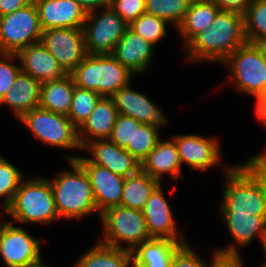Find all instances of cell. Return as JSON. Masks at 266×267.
Here are the masks:
<instances>
[{"mask_svg": "<svg viewBox=\"0 0 266 267\" xmlns=\"http://www.w3.org/2000/svg\"><path fill=\"white\" fill-rule=\"evenodd\" d=\"M220 212L253 214L266 219V159L247 158L223 175Z\"/></svg>", "mask_w": 266, "mask_h": 267, "instance_id": "cell-1", "label": "cell"}, {"mask_svg": "<svg viewBox=\"0 0 266 267\" xmlns=\"http://www.w3.org/2000/svg\"><path fill=\"white\" fill-rule=\"evenodd\" d=\"M247 43L244 15L220 10L204 31L195 35L184 47L189 63L222 64L238 47Z\"/></svg>", "mask_w": 266, "mask_h": 267, "instance_id": "cell-2", "label": "cell"}, {"mask_svg": "<svg viewBox=\"0 0 266 267\" xmlns=\"http://www.w3.org/2000/svg\"><path fill=\"white\" fill-rule=\"evenodd\" d=\"M68 163L72 170H61L49 179L60 219L78 221L93 214L100 219L88 174L76 160Z\"/></svg>", "mask_w": 266, "mask_h": 267, "instance_id": "cell-3", "label": "cell"}, {"mask_svg": "<svg viewBox=\"0 0 266 267\" xmlns=\"http://www.w3.org/2000/svg\"><path fill=\"white\" fill-rule=\"evenodd\" d=\"M26 178L28 177L21 181L11 204L6 209L9 221L14 224L20 223V226L31 223L46 226L57 222L60 217L49 178Z\"/></svg>", "mask_w": 266, "mask_h": 267, "instance_id": "cell-4", "label": "cell"}, {"mask_svg": "<svg viewBox=\"0 0 266 267\" xmlns=\"http://www.w3.org/2000/svg\"><path fill=\"white\" fill-rule=\"evenodd\" d=\"M75 86L111 97L132 82L135 75L112 54L87 55L70 73Z\"/></svg>", "mask_w": 266, "mask_h": 267, "instance_id": "cell-5", "label": "cell"}, {"mask_svg": "<svg viewBox=\"0 0 266 267\" xmlns=\"http://www.w3.org/2000/svg\"><path fill=\"white\" fill-rule=\"evenodd\" d=\"M99 221L102 236L97 239L105 245L132 251L152 238L141 210L121 205L111 207L101 213Z\"/></svg>", "mask_w": 266, "mask_h": 267, "instance_id": "cell-6", "label": "cell"}, {"mask_svg": "<svg viewBox=\"0 0 266 267\" xmlns=\"http://www.w3.org/2000/svg\"><path fill=\"white\" fill-rule=\"evenodd\" d=\"M222 65L236 91L255 98V103L266 96V61L255 44L238 47Z\"/></svg>", "mask_w": 266, "mask_h": 267, "instance_id": "cell-7", "label": "cell"}, {"mask_svg": "<svg viewBox=\"0 0 266 267\" xmlns=\"http://www.w3.org/2000/svg\"><path fill=\"white\" fill-rule=\"evenodd\" d=\"M18 121L22 123L42 144L63 150H77L83 147L78 137V128L70 118L37 107L24 113Z\"/></svg>", "mask_w": 266, "mask_h": 267, "instance_id": "cell-8", "label": "cell"}, {"mask_svg": "<svg viewBox=\"0 0 266 267\" xmlns=\"http://www.w3.org/2000/svg\"><path fill=\"white\" fill-rule=\"evenodd\" d=\"M42 32L34 1L11 14L0 16V53H18L40 42Z\"/></svg>", "mask_w": 266, "mask_h": 267, "instance_id": "cell-9", "label": "cell"}, {"mask_svg": "<svg viewBox=\"0 0 266 267\" xmlns=\"http://www.w3.org/2000/svg\"><path fill=\"white\" fill-rule=\"evenodd\" d=\"M128 27L123 18L110 6L87 13L83 25L87 54H112Z\"/></svg>", "mask_w": 266, "mask_h": 267, "instance_id": "cell-10", "label": "cell"}, {"mask_svg": "<svg viewBox=\"0 0 266 267\" xmlns=\"http://www.w3.org/2000/svg\"><path fill=\"white\" fill-rule=\"evenodd\" d=\"M177 145L181 165H188L189 171L204 172L212 167H222L225 173L232 165H225L221 160L220 140L197 134H177L171 137Z\"/></svg>", "mask_w": 266, "mask_h": 267, "instance_id": "cell-11", "label": "cell"}, {"mask_svg": "<svg viewBox=\"0 0 266 267\" xmlns=\"http://www.w3.org/2000/svg\"><path fill=\"white\" fill-rule=\"evenodd\" d=\"M40 42L70 74L88 55L83 28H53L42 32Z\"/></svg>", "mask_w": 266, "mask_h": 267, "instance_id": "cell-12", "label": "cell"}, {"mask_svg": "<svg viewBox=\"0 0 266 267\" xmlns=\"http://www.w3.org/2000/svg\"><path fill=\"white\" fill-rule=\"evenodd\" d=\"M43 239L34 237L16 223L9 222L1 236L0 257L6 267H24L37 260Z\"/></svg>", "mask_w": 266, "mask_h": 267, "instance_id": "cell-13", "label": "cell"}, {"mask_svg": "<svg viewBox=\"0 0 266 267\" xmlns=\"http://www.w3.org/2000/svg\"><path fill=\"white\" fill-rule=\"evenodd\" d=\"M68 160H76L88 174L96 208L100 214L108 208L120 205L124 177L93 164L86 156L67 155L66 161Z\"/></svg>", "mask_w": 266, "mask_h": 267, "instance_id": "cell-14", "label": "cell"}, {"mask_svg": "<svg viewBox=\"0 0 266 267\" xmlns=\"http://www.w3.org/2000/svg\"><path fill=\"white\" fill-rule=\"evenodd\" d=\"M131 82L119 89L111 98L119 114L133 117L141 123L149 124L157 131L168 125V116L147 94L131 87Z\"/></svg>", "mask_w": 266, "mask_h": 267, "instance_id": "cell-15", "label": "cell"}, {"mask_svg": "<svg viewBox=\"0 0 266 267\" xmlns=\"http://www.w3.org/2000/svg\"><path fill=\"white\" fill-rule=\"evenodd\" d=\"M160 183L151 193L142 210L148 232L152 238H167L174 241H187L185 232L175 223L173 210Z\"/></svg>", "mask_w": 266, "mask_h": 267, "instance_id": "cell-16", "label": "cell"}, {"mask_svg": "<svg viewBox=\"0 0 266 267\" xmlns=\"http://www.w3.org/2000/svg\"><path fill=\"white\" fill-rule=\"evenodd\" d=\"M222 223L226 224L233 243L215 249L221 253L239 254L241 247L250 245L255 238L264 248L266 243V219L253 214H235V212H220ZM240 248V249H239Z\"/></svg>", "mask_w": 266, "mask_h": 267, "instance_id": "cell-17", "label": "cell"}, {"mask_svg": "<svg viewBox=\"0 0 266 267\" xmlns=\"http://www.w3.org/2000/svg\"><path fill=\"white\" fill-rule=\"evenodd\" d=\"M83 151L93 164L109 169L114 174L128 177L141 169L138 162L126 149L119 147L109 139L90 141Z\"/></svg>", "mask_w": 266, "mask_h": 267, "instance_id": "cell-18", "label": "cell"}, {"mask_svg": "<svg viewBox=\"0 0 266 267\" xmlns=\"http://www.w3.org/2000/svg\"><path fill=\"white\" fill-rule=\"evenodd\" d=\"M33 1L43 31L53 28H83L87 13L75 0Z\"/></svg>", "mask_w": 266, "mask_h": 267, "instance_id": "cell-19", "label": "cell"}, {"mask_svg": "<svg viewBox=\"0 0 266 267\" xmlns=\"http://www.w3.org/2000/svg\"><path fill=\"white\" fill-rule=\"evenodd\" d=\"M155 48L128 27L112 55L134 75H144L151 66Z\"/></svg>", "mask_w": 266, "mask_h": 267, "instance_id": "cell-20", "label": "cell"}, {"mask_svg": "<svg viewBox=\"0 0 266 267\" xmlns=\"http://www.w3.org/2000/svg\"><path fill=\"white\" fill-rule=\"evenodd\" d=\"M177 145L174 140L161 139L141 163V170L152 178L164 183L169 173L172 181L183 180L182 167ZM179 178V179H178Z\"/></svg>", "mask_w": 266, "mask_h": 267, "instance_id": "cell-21", "label": "cell"}, {"mask_svg": "<svg viewBox=\"0 0 266 267\" xmlns=\"http://www.w3.org/2000/svg\"><path fill=\"white\" fill-rule=\"evenodd\" d=\"M17 55L21 65V71L29 74L41 83L58 80L66 75L55 57L41 42L23 48Z\"/></svg>", "mask_w": 266, "mask_h": 267, "instance_id": "cell-22", "label": "cell"}, {"mask_svg": "<svg viewBox=\"0 0 266 267\" xmlns=\"http://www.w3.org/2000/svg\"><path fill=\"white\" fill-rule=\"evenodd\" d=\"M119 113L111 97H101L87 120L78 129V137L84 148L90 141L111 137Z\"/></svg>", "mask_w": 266, "mask_h": 267, "instance_id": "cell-23", "label": "cell"}, {"mask_svg": "<svg viewBox=\"0 0 266 267\" xmlns=\"http://www.w3.org/2000/svg\"><path fill=\"white\" fill-rule=\"evenodd\" d=\"M187 241L151 238L131 251L132 267H171L174 254Z\"/></svg>", "mask_w": 266, "mask_h": 267, "instance_id": "cell-24", "label": "cell"}, {"mask_svg": "<svg viewBox=\"0 0 266 267\" xmlns=\"http://www.w3.org/2000/svg\"><path fill=\"white\" fill-rule=\"evenodd\" d=\"M41 82L20 72L12 86L0 101V106L10 107L15 118L19 119L24 113L39 107Z\"/></svg>", "mask_w": 266, "mask_h": 267, "instance_id": "cell-25", "label": "cell"}, {"mask_svg": "<svg viewBox=\"0 0 266 267\" xmlns=\"http://www.w3.org/2000/svg\"><path fill=\"white\" fill-rule=\"evenodd\" d=\"M75 83L71 74L41 84L39 107L68 116Z\"/></svg>", "mask_w": 266, "mask_h": 267, "instance_id": "cell-26", "label": "cell"}, {"mask_svg": "<svg viewBox=\"0 0 266 267\" xmlns=\"http://www.w3.org/2000/svg\"><path fill=\"white\" fill-rule=\"evenodd\" d=\"M221 9L212 0H192L186 15L176 29L183 37V48L195 35L212 24Z\"/></svg>", "mask_w": 266, "mask_h": 267, "instance_id": "cell-27", "label": "cell"}, {"mask_svg": "<svg viewBox=\"0 0 266 267\" xmlns=\"http://www.w3.org/2000/svg\"><path fill=\"white\" fill-rule=\"evenodd\" d=\"M73 267H132L131 251L97 241Z\"/></svg>", "mask_w": 266, "mask_h": 267, "instance_id": "cell-28", "label": "cell"}, {"mask_svg": "<svg viewBox=\"0 0 266 267\" xmlns=\"http://www.w3.org/2000/svg\"><path fill=\"white\" fill-rule=\"evenodd\" d=\"M159 184L158 180L141 169L136 174L125 177L120 205L142 211Z\"/></svg>", "mask_w": 266, "mask_h": 267, "instance_id": "cell-29", "label": "cell"}, {"mask_svg": "<svg viewBox=\"0 0 266 267\" xmlns=\"http://www.w3.org/2000/svg\"><path fill=\"white\" fill-rule=\"evenodd\" d=\"M192 0H146V13L165 20L177 29L182 23Z\"/></svg>", "mask_w": 266, "mask_h": 267, "instance_id": "cell-30", "label": "cell"}, {"mask_svg": "<svg viewBox=\"0 0 266 267\" xmlns=\"http://www.w3.org/2000/svg\"><path fill=\"white\" fill-rule=\"evenodd\" d=\"M161 140L160 132L149 124H144L134 119L133 146L125 149L140 163L155 148Z\"/></svg>", "mask_w": 266, "mask_h": 267, "instance_id": "cell-31", "label": "cell"}, {"mask_svg": "<svg viewBox=\"0 0 266 267\" xmlns=\"http://www.w3.org/2000/svg\"><path fill=\"white\" fill-rule=\"evenodd\" d=\"M24 172L20 171L8 159L0 155V208L7 209L11 204L14 195L25 178Z\"/></svg>", "mask_w": 266, "mask_h": 267, "instance_id": "cell-32", "label": "cell"}, {"mask_svg": "<svg viewBox=\"0 0 266 267\" xmlns=\"http://www.w3.org/2000/svg\"><path fill=\"white\" fill-rule=\"evenodd\" d=\"M247 43L266 37V0H253L244 14Z\"/></svg>", "mask_w": 266, "mask_h": 267, "instance_id": "cell-33", "label": "cell"}, {"mask_svg": "<svg viewBox=\"0 0 266 267\" xmlns=\"http://www.w3.org/2000/svg\"><path fill=\"white\" fill-rule=\"evenodd\" d=\"M168 25L170 24L165 20L144 13L138 19L131 22L129 28L156 47L167 36Z\"/></svg>", "mask_w": 266, "mask_h": 267, "instance_id": "cell-34", "label": "cell"}, {"mask_svg": "<svg viewBox=\"0 0 266 267\" xmlns=\"http://www.w3.org/2000/svg\"><path fill=\"white\" fill-rule=\"evenodd\" d=\"M100 98L94 91L74 87L68 117L78 129L87 120Z\"/></svg>", "mask_w": 266, "mask_h": 267, "instance_id": "cell-35", "label": "cell"}, {"mask_svg": "<svg viewBox=\"0 0 266 267\" xmlns=\"http://www.w3.org/2000/svg\"><path fill=\"white\" fill-rule=\"evenodd\" d=\"M19 59L17 53H0V101L12 88L18 74L21 72L19 65L14 60Z\"/></svg>", "mask_w": 266, "mask_h": 267, "instance_id": "cell-36", "label": "cell"}, {"mask_svg": "<svg viewBox=\"0 0 266 267\" xmlns=\"http://www.w3.org/2000/svg\"><path fill=\"white\" fill-rule=\"evenodd\" d=\"M134 118L119 114L109 140L121 148L133 146Z\"/></svg>", "mask_w": 266, "mask_h": 267, "instance_id": "cell-37", "label": "cell"}, {"mask_svg": "<svg viewBox=\"0 0 266 267\" xmlns=\"http://www.w3.org/2000/svg\"><path fill=\"white\" fill-rule=\"evenodd\" d=\"M146 0H111L110 7L129 25L146 13Z\"/></svg>", "mask_w": 266, "mask_h": 267, "instance_id": "cell-38", "label": "cell"}, {"mask_svg": "<svg viewBox=\"0 0 266 267\" xmlns=\"http://www.w3.org/2000/svg\"><path fill=\"white\" fill-rule=\"evenodd\" d=\"M197 253L192 249L188 241V243L183 244L174 254L171 267H208L209 261Z\"/></svg>", "mask_w": 266, "mask_h": 267, "instance_id": "cell-39", "label": "cell"}, {"mask_svg": "<svg viewBox=\"0 0 266 267\" xmlns=\"http://www.w3.org/2000/svg\"><path fill=\"white\" fill-rule=\"evenodd\" d=\"M242 255L213 251L208 267H244Z\"/></svg>", "mask_w": 266, "mask_h": 267, "instance_id": "cell-40", "label": "cell"}, {"mask_svg": "<svg viewBox=\"0 0 266 267\" xmlns=\"http://www.w3.org/2000/svg\"><path fill=\"white\" fill-rule=\"evenodd\" d=\"M221 10L245 14L253 0H212Z\"/></svg>", "mask_w": 266, "mask_h": 267, "instance_id": "cell-41", "label": "cell"}, {"mask_svg": "<svg viewBox=\"0 0 266 267\" xmlns=\"http://www.w3.org/2000/svg\"><path fill=\"white\" fill-rule=\"evenodd\" d=\"M33 0H0V16H5L21 9Z\"/></svg>", "mask_w": 266, "mask_h": 267, "instance_id": "cell-42", "label": "cell"}, {"mask_svg": "<svg viewBox=\"0 0 266 267\" xmlns=\"http://www.w3.org/2000/svg\"><path fill=\"white\" fill-rule=\"evenodd\" d=\"M86 13L109 7L111 0H75Z\"/></svg>", "mask_w": 266, "mask_h": 267, "instance_id": "cell-43", "label": "cell"}, {"mask_svg": "<svg viewBox=\"0 0 266 267\" xmlns=\"http://www.w3.org/2000/svg\"><path fill=\"white\" fill-rule=\"evenodd\" d=\"M256 118L266 126V96L262 97L257 103H255Z\"/></svg>", "mask_w": 266, "mask_h": 267, "instance_id": "cell-44", "label": "cell"}, {"mask_svg": "<svg viewBox=\"0 0 266 267\" xmlns=\"http://www.w3.org/2000/svg\"><path fill=\"white\" fill-rule=\"evenodd\" d=\"M254 44L260 50L261 54L263 55L266 61V37L257 40Z\"/></svg>", "mask_w": 266, "mask_h": 267, "instance_id": "cell-45", "label": "cell"}, {"mask_svg": "<svg viewBox=\"0 0 266 267\" xmlns=\"http://www.w3.org/2000/svg\"><path fill=\"white\" fill-rule=\"evenodd\" d=\"M1 213H0V240H1V236H2V233L6 227V225L10 222V221H7L8 218H2V214L5 213V214H8L7 210L6 209H0ZM3 211V212H2Z\"/></svg>", "mask_w": 266, "mask_h": 267, "instance_id": "cell-46", "label": "cell"}, {"mask_svg": "<svg viewBox=\"0 0 266 267\" xmlns=\"http://www.w3.org/2000/svg\"><path fill=\"white\" fill-rule=\"evenodd\" d=\"M42 255L35 261L30 262L29 264H27L24 267H48L45 264H43V260H42Z\"/></svg>", "mask_w": 266, "mask_h": 267, "instance_id": "cell-47", "label": "cell"}, {"mask_svg": "<svg viewBox=\"0 0 266 267\" xmlns=\"http://www.w3.org/2000/svg\"><path fill=\"white\" fill-rule=\"evenodd\" d=\"M250 159H266V147L264 148V151H261V153H258L255 156L250 157Z\"/></svg>", "mask_w": 266, "mask_h": 267, "instance_id": "cell-48", "label": "cell"}, {"mask_svg": "<svg viewBox=\"0 0 266 267\" xmlns=\"http://www.w3.org/2000/svg\"><path fill=\"white\" fill-rule=\"evenodd\" d=\"M263 253H264V256L266 257V243H265L264 248H263Z\"/></svg>", "mask_w": 266, "mask_h": 267, "instance_id": "cell-49", "label": "cell"}, {"mask_svg": "<svg viewBox=\"0 0 266 267\" xmlns=\"http://www.w3.org/2000/svg\"><path fill=\"white\" fill-rule=\"evenodd\" d=\"M258 267H266V262H263L260 266Z\"/></svg>", "mask_w": 266, "mask_h": 267, "instance_id": "cell-50", "label": "cell"}]
</instances>
